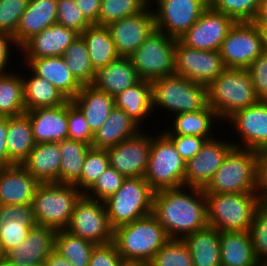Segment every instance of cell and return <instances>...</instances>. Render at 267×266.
I'll return each instance as SVG.
<instances>
[{
    "instance_id": "cell-13",
    "label": "cell",
    "mask_w": 267,
    "mask_h": 266,
    "mask_svg": "<svg viewBox=\"0 0 267 266\" xmlns=\"http://www.w3.org/2000/svg\"><path fill=\"white\" fill-rule=\"evenodd\" d=\"M152 3L156 29L176 39L187 32L208 8L204 0H155Z\"/></svg>"
},
{
    "instance_id": "cell-26",
    "label": "cell",
    "mask_w": 267,
    "mask_h": 266,
    "mask_svg": "<svg viewBox=\"0 0 267 266\" xmlns=\"http://www.w3.org/2000/svg\"><path fill=\"white\" fill-rule=\"evenodd\" d=\"M129 57H120L96 71L93 86L112 97L140 81Z\"/></svg>"
},
{
    "instance_id": "cell-56",
    "label": "cell",
    "mask_w": 267,
    "mask_h": 266,
    "mask_svg": "<svg viewBox=\"0 0 267 266\" xmlns=\"http://www.w3.org/2000/svg\"><path fill=\"white\" fill-rule=\"evenodd\" d=\"M262 204H267V148L258 152L257 192Z\"/></svg>"
},
{
    "instance_id": "cell-1",
    "label": "cell",
    "mask_w": 267,
    "mask_h": 266,
    "mask_svg": "<svg viewBox=\"0 0 267 266\" xmlns=\"http://www.w3.org/2000/svg\"><path fill=\"white\" fill-rule=\"evenodd\" d=\"M153 214L170 239H183L208 225L204 189L183 186L155 191Z\"/></svg>"
},
{
    "instance_id": "cell-29",
    "label": "cell",
    "mask_w": 267,
    "mask_h": 266,
    "mask_svg": "<svg viewBox=\"0 0 267 266\" xmlns=\"http://www.w3.org/2000/svg\"><path fill=\"white\" fill-rule=\"evenodd\" d=\"M172 117H174L173 122H171L172 127L168 126L169 128L166 129L165 127L162 130L166 135L201 136L210 140L216 136L213 132L217 131L214 129V125L219 122L220 125L222 124L209 105L200 111L174 114Z\"/></svg>"
},
{
    "instance_id": "cell-39",
    "label": "cell",
    "mask_w": 267,
    "mask_h": 266,
    "mask_svg": "<svg viewBox=\"0 0 267 266\" xmlns=\"http://www.w3.org/2000/svg\"><path fill=\"white\" fill-rule=\"evenodd\" d=\"M62 57L82 86L93 84L96 71L90 63L88 48L81 35L67 47Z\"/></svg>"
},
{
    "instance_id": "cell-48",
    "label": "cell",
    "mask_w": 267,
    "mask_h": 266,
    "mask_svg": "<svg viewBox=\"0 0 267 266\" xmlns=\"http://www.w3.org/2000/svg\"><path fill=\"white\" fill-rule=\"evenodd\" d=\"M57 23L79 34L91 25L74 0H57Z\"/></svg>"
},
{
    "instance_id": "cell-43",
    "label": "cell",
    "mask_w": 267,
    "mask_h": 266,
    "mask_svg": "<svg viewBox=\"0 0 267 266\" xmlns=\"http://www.w3.org/2000/svg\"><path fill=\"white\" fill-rule=\"evenodd\" d=\"M150 262L151 266H193L190 250L183 239H169Z\"/></svg>"
},
{
    "instance_id": "cell-14",
    "label": "cell",
    "mask_w": 267,
    "mask_h": 266,
    "mask_svg": "<svg viewBox=\"0 0 267 266\" xmlns=\"http://www.w3.org/2000/svg\"><path fill=\"white\" fill-rule=\"evenodd\" d=\"M225 69L219 51L189 48L176 40L175 75L208 86Z\"/></svg>"
},
{
    "instance_id": "cell-46",
    "label": "cell",
    "mask_w": 267,
    "mask_h": 266,
    "mask_svg": "<svg viewBox=\"0 0 267 266\" xmlns=\"http://www.w3.org/2000/svg\"><path fill=\"white\" fill-rule=\"evenodd\" d=\"M36 224L35 220H10L7 223H0V247L5 254L17 247L27 235L30 229Z\"/></svg>"
},
{
    "instance_id": "cell-53",
    "label": "cell",
    "mask_w": 267,
    "mask_h": 266,
    "mask_svg": "<svg viewBox=\"0 0 267 266\" xmlns=\"http://www.w3.org/2000/svg\"><path fill=\"white\" fill-rule=\"evenodd\" d=\"M173 142L177 152L186 162L193 158L208 140L201 136L167 135Z\"/></svg>"
},
{
    "instance_id": "cell-35",
    "label": "cell",
    "mask_w": 267,
    "mask_h": 266,
    "mask_svg": "<svg viewBox=\"0 0 267 266\" xmlns=\"http://www.w3.org/2000/svg\"><path fill=\"white\" fill-rule=\"evenodd\" d=\"M25 71L28 76L22 74L24 103L26 111L39 107L60 106L67 99L45 78L37 76L27 65Z\"/></svg>"
},
{
    "instance_id": "cell-45",
    "label": "cell",
    "mask_w": 267,
    "mask_h": 266,
    "mask_svg": "<svg viewBox=\"0 0 267 266\" xmlns=\"http://www.w3.org/2000/svg\"><path fill=\"white\" fill-rule=\"evenodd\" d=\"M249 232L257 260L267 266V204L256 209Z\"/></svg>"
},
{
    "instance_id": "cell-30",
    "label": "cell",
    "mask_w": 267,
    "mask_h": 266,
    "mask_svg": "<svg viewBox=\"0 0 267 266\" xmlns=\"http://www.w3.org/2000/svg\"><path fill=\"white\" fill-rule=\"evenodd\" d=\"M221 266H262L256 258L249 231L220 232Z\"/></svg>"
},
{
    "instance_id": "cell-49",
    "label": "cell",
    "mask_w": 267,
    "mask_h": 266,
    "mask_svg": "<svg viewBox=\"0 0 267 266\" xmlns=\"http://www.w3.org/2000/svg\"><path fill=\"white\" fill-rule=\"evenodd\" d=\"M29 0H0V32L14 35Z\"/></svg>"
},
{
    "instance_id": "cell-34",
    "label": "cell",
    "mask_w": 267,
    "mask_h": 266,
    "mask_svg": "<svg viewBox=\"0 0 267 266\" xmlns=\"http://www.w3.org/2000/svg\"><path fill=\"white\" fill-rule=\"evenodd\" d=\"M34 146L29 116L24 113L8 117L6 149L9 156V167L21 165Z\"/></svg>"
},
{
    "instance_id": "cell-3",
    "label": "cell",
    "mask_w": 267,
    "mask_h": 266,
    "mask_svg": "<svg viewBox=\"0 0 267 266\" xmlns=\"http://www.w3.org/2000/svg\"><path fill=\"white\" fill-rule=\"evenodd\" d=\"M169 239L153 213L116 227L113 231V242L122 260L151 261Z\"/></svg>"
},
{
    "instance_id": "cell-41",
    "label": "cell",
    "mask_w": 267,
    "mask_h": 266,
    "mask_svg": "<svg viewBox=\"0 0 267 266\" xmlns=\"http://www.w3.org/2000/svg\"><path fill=\"white\" fill-rule=\"evenodd\" d=\"M109 166L107 149L91 147L84 159L81 177L75 186L85 194Z\"/></svg>"
},
{
    "instance_id": "cell-28",
    "label": "cell",
    "mask_w": 267,
    "mask_h": 266,
    "mask_svg": "<svg viewBox=\"0 0 267 266\" xmlns=\"http://www.w3.org/2000/svg\"><path fill=\"white\" fill-rule=\"evenodd\" d=\"M71 101L81 110L93 134L104 124L115 107L114 97L93 85H83Z\"/></svg>"
},
{
    "instance_id": "cell-63",
    "label": "cell",
    "mask_w": 267,
    "mask_h": 266,
    "mask_svg": "<svg viewBox=\"0 0 267 266\" xmlns=\"http://www.w3.org/2000/svg\"><path fill=\"white\" fill-rule=\"evenodd\" d=\"M4 263V253L0 247V266Z\"/></svg>"
},
{
    "instance_id": "cell-9",
    "label": "cell",
    "mask_w": 267,
    "mask_h": 266,
    "mask_svg": "<svg viewBox=\"0 0 267 266\" xmlns=\"http://www.w3.org/2000/svg\"><path fill=\"white\" fill-rule=\"evenodd\" d=\"M159 131L152 135L144 178L154 191L183 187L186 161L181 158L171 139L161 129Z\"/></svg>"
},
{
    "instance_id": "cell-5",
    "label": "cell",
    "mask_w": 267,
    "mask_h": 266,
    "mask_svg": "<svg viewBox=\"0 0 267 266\" xmlns=\"http://www.w3.org/2000/svg\"><path fill=\"white\" fill-rule=\"evenodd\" d=\"M151 84L153 112L162 108V113L166 111L172 116L200 111L208 106L207 86L185 77L174 74L152 80Z\"/></svg>"
},
{
    "instance_id": "cell-18",
    "label": "cell",
    "mask_w": 267,
    "mask_h": 266,
    "mask_svg": "<svg viewBox=\"0 0 267 266\" xmlns=\"http://www.w3.org/2000/svg\"><path fill=\"white\" fill-rule=\"evenodd\" d=\"M221 140L218 136L207 140L201 150L186 162L184 186L204 189L211 181L225 157L234 148L231 140Z\"/></svg>"
},
{
    "instance_id": "cell-38",
    "label": "cell",
    "mask_w": 267,
    "mask_h": 266,
    "mask_svg": "<svg viewBox=\"0 0 267 266\" xmlns=\"http://www.w3.org/2000/svg\"><path fill=\"white\" fill-rule=\"evenodd\" d=\"M12 71L0 75V117H14L26 112L22 73Z\"/></svg>"
},
{
    "instance_id": "cell-17",
    "label": "cell",
    "mask_w": 267,
    "mask_h": 266,
    "mask_svg": "<svg viewBox=\"0 0 267 266\" xmlns=\"http://www.w3.org/2000/svg\"><path fill=\"white\" fill-rule=\"evenodd\" d=\"M149 4L136 15L106 25L120 57H129L156 29L155 16Z\"/></svg>"
},
{
    "instance_id": "cell-20",
    "label": "cell",
    "mask_w": 267,
    "mask_h": 266,
    "mask_svg": "<svg viewBox=\"0 0 267 266\" xmlns=\"http://www.w3.org/2000/svg\"><path fill=\"white\" fill-rule=\"evenodd\" d=\"M56 230L35 224L27 238L17 247L4 254L2 265L39 266L45 264L46 258L54 250Z\"/></svg>"
},
{
    "instance_id": "cell-31",
    "label": "cell",
    "mask_w": 267,
    "mask_h": 266,
    "mask_svg": "<svg viewBox=\"0 0 267 266\" xmlns=\"http://www.w3.org/2000/svg\"><path fill=\"white\" fill-rule=\"evenodd\" d=\"M114 105L122 109L142 129L144 120L154 116L152 109V84L140 80L135 85L114 96Z\"/></svg>"
},
{
    "instance_id": "cell-23",
    "label": "cell",
    "mask_w": 267,
    "mask_h": 266,
    "mask_svg": "<svg viewBox=\"0 0 267 266\" xmlns=\"http://www.w3.org/2000/svg\"><path fill=\"white\" fill-rule=\"evenodd\" d=\"M40 184L22 165L0 168V205L31 204Z\"/></svg>"
},
{
    "instance_id": "cell-8",
    "label": "cell",
    "mask_w": 267,
    "mask_h": 266,
    "mask_svg": "<svg viewBox=\"0 0 267 266\" xmlns=\"http://www.w3.org/2000/svg\"><path fill=\"white\" fill-rule=\"evenodd\" d=\"M154 190L144 177H128L104 202L113 229L153 213Z\"/></svg>"
},
{
    "instance_id": "cell-54",
    "label": "cell",
    "mask_w": 267,
    "mask_h": 266,
    "mask_svg": "<svg viewBox=\"0 0 267 266\" xmlns=\"http://www.w3.org/2000/svg\"><path fill=\"white\" fill-rule=\"evenodd\" d=\"M13 219L35 220L31 204L0 205V223Z\"/></svg>"
},
{
    "instance_id": "cell-58",
    "label": "cell",
    "mask_w": 267,
    "mask_h": 266,
    "mask_svg": "<svg viewBox=\"0 0 267 266\" xmlns=\"http://www.w3.org/2000/svg\"><path fill=\"white\" fill-rule=\"evenodd\" d=\"M8 117H0V168L9 167V156L6 149Z\"/></svg>"
},
{
    "instance_id": "cell-21",
    "label": "cell",
    "mask_w": 267,
    "mask_h": 266,
    "mask_svg": "<svg viewBox=\"0 0 267 266\" xmlns=\"http://www.w3.org/2000/svg\"><path fill=\"white\" fill-rule=\"evenodd\" d=\"M79 36L75 30L54 23L28 39L18 52L23 54L25 61L22 62L25 65L32 59L62 56L67 47Z\"/></svg>"
},
{
    "instance_id": "cell-61",
    "label": "cell",
    "mask_w": 267,
    "mask_h": 266,
    "mask_svg": "<svg viewBox=\"0 0 267 266\" xmlns=\"http://www.w3.org/2000/svg\"><path fill=\"white\" fill-rule=\"evenodd\" d=\"M254 23L260 32L264 51H267V22H254Z\"/></svg>"
},
{
    "instance_id": "cell-37",
    "label": "cell",
    "mask_w": 267,
    "mask_h": 266,
    "mask_svg": "<svg viewBox=\"0 0 267 266\" xmlns=\"http://www.w3.org/2000/svg\"><path fill=\"white\" fill-rule=\"evenodd\" d=\"M91 147L89 144L70 139L59 142L61 154L59 184L75 185L79 181L84 159Z\"/></svg>"
},
{
    "instance_id": "cell-51",
    "label": "cell",
    "mask_w": 267,
    "mask_h": 266,
    "mask_svg": "<svg viewBox=\"0 0 267 266\" xmlns=\"http://www.w3.org/2000/svg\"><path fill=\"white\" fill-rule=\"evenodd\" d=\"M247 69L250 72L256 96L260 100H267V51H264Z\"/></svg>"
},
{
    "instance_id": "cell-24",
    "label": "cell",
    "mask_w": 267,
    "mask_h": 266,
    "mask_svg": "<svg viewBox=\"0 0 267 266\" xmlns=\"http://www.w3.org/2000/svg\"><path fill=\"white\" fill-rule=\"evenodd\" d=\"M57 23V0H29L13 37L20 48L33 35Z\"/></svg>"
},
{
    "instance_id": "cell-62",
    "label": "cell",
    "mask_w": 267,
    "mask_h": 266,
    "mask_svg": "<svg viewBox=\"0 0 267 266\" xmlns=\"http://www.w3.org/2000/svg\"><path fill=\"white\" fill-rule=\"evenodd\" d=\"M121 266H151V262L145 260H123Z\"/></svg>"
},
{
    "instance_id": "cell-27",
    "label": "cell",
    "mask_w": 267,
    "mask_h": 266,
    "mask_svg": "<svg viewBox=\"0 0 267 266\" xmlns=\"http://www.w3.org/2000/svg\"><path fill=\"white\" fill-rule=\"evenodd\" d=\"M61 154L59 142L38 143L21 164L40 183H58Z\"/></svg>"
},
{
    "instance_id": "cell-11",
    "label": "cell",
    "mask_w": 267,
    "mask_h": 266,
    "mask_svg": "<svg viewBox=\"0 0 267 266\" xmlns=\"http://www.w3.org/2000/svg\"><path fill=\"white\" fill-rule=\"evenodd\" d=\"M66 230L95 245L113 241L114 229L110 225L104 202L85 194L77 200Z\"/></svg>"
},
{
    "instance_id": "cell-60",
    "label": "cell",
    "mask_w": 267,
    "mask_h": 266,
    "mask_svg": "<svg viewBox=\"0 0 267 266\" xmlns=\"http://www.w3.org/2000/svg\"><path fill=\"white\" fill-rule=\"evenodd\" d=\"M253 22H267V0H261L258 14Z\"/></svg>"
},
{
    "instance_id": "cell-57",
    "label": "cell",
    "mask_w": 267,
    "mask_h": 266,
    "mask_svg": "<svg viewBox=\"0 0 267 266\" xmlns=\"http://www.w3.org/2000/svg\"><path fill=\"white\" fill-rule=\"evenodd\" d=\"M74 1L79 6L82 14L91 24H95L98 21L101 0H74Z\"/></svg>"
},
{
    "instance_id": "cell-6",
    "label": "cell",
    "mask_w": 267,
    "mask_h": 266,
    "mask_svg": "<svg viewBox=\"0 0 267 266\" xmlns=\"http://www.w3.org/2000/svg\"><path fill=\"white\" fill-rule=\"evenodd\" d=\"M82 194L75 185L41 183L31 203L36 224L66 229Z\"/></svg>"
},
{
    "instance_id": "cell-4",
    "label": "cell",
    "mask_w": 267,
    "mask_h": 266,
    "mask_svg": "<svg viewBox=\"0 0 267 266\" xmlns=\"http://www.w3.org/2000/svg\"><path fill=\"white\" fill-rule=\"evenodd\" d=\"M205 195L207 223L219 232L249 231L255 211L262 204L256 192Z\"/></svg>"
},
{
    "instance_id": "cell-15",
    "label": "cell",
    "mask_w": 267,
    "mask_h": 266,
    "mask_svg": "<svg viewBox=\"0 0 267 266\" xmlns=\"http://www.w3.org/2000/svg\"><path fill=\"white\" fill-rule=\"evenodd\" d=\"M224 123L237 132L239 141L232 142L234 147L257 152L267 148V100L235 112Z\"/></svg>"
},
{
    "instance_id": "cell-47",
    "label": "cell",
    "mask_w": 267,
    "mask_h": 266,
    "mask_svg": "<svg viewBox=\"0 0 267 266\" xmlns=\"http://www.w3.org/2000/svg\"><path fill=\"white\" fill-rule=\"evenodd\" d=\"M125 179L124 175L109 166L85 195L98 201H105L118 191Z\"/></svg>"
},
{
    "instance_id": "cell-10",
    "label": "cell",
    "mask_w": 267,
    "mask_h": 266,
    "mask_svg": "<svg viewBox=\"0 0 267 266\" xmlns=\"http://www.w3.org/2000/svg\"><path fill=\"white\" fill-rule=\"evenodd\" d=\"M176 40L155 29L129 56L141 80L152 81L174 75Z\"/></svg>"
},
{
    "instance_id": "cell-16",
    "label": "cell",
    "mask_w": 267,
    "mask_h": 266,
    "mask_svg": "<svg viewBox=\"0 0 267 266\" xmlns=\"http://www.w3.org/2000/svg\"><path fill=\"white\" fill-rule=\"evenodd\" d=\"M235 22L230 16L207 8L178 40L189 48L219 51Z\"/></svg>"
},
{
    "instance_id": "cell-32",
    "label": "cell",
    "mask_w": 267,
    "mask_h": 266,
    "mask_svg": "<svg viewBox=\"0 0 267 266\" xmlns=\"http://www.w3.org/2000/svg\"><path fill=\"white\" fill-rule=\"evenodd\" d=\"M141 127L122 109L114 107L108 119L93 135L92 147L107 149L136 136Z\"/></svg>"
},
{
    "instance_id": "cell-2",
    "label": "cell",
    "mask_w": 267,
    "mask_h": 266,
    "mask_svg": "<svg viewBox=\"0 0 267 266\" xmlns=\"http://www.w3.org/2000/svg\"><path fill=\"white\" fill-rule=\"evenodd\" d=\"M207 88L208 105L215 111L221 123L235 112L260 100L254 91L248 69L226 68Z\"/></svg>"
},
{
    "instance_id": "cell-33",
    "label": "cell",
    "mask_w": 267,
    "mask_h": 266,
    "mask_svg": "<svg viewBox=\"0 0 267 266\" xmlns=\"http://www.w3.org/2000/svg\"><path fill=\"white\" fill-rule=\"evenodd\" d=\"M193 260V266H221L220 232L207 225L183 238Z\"/></svg>"
},
{
    "instance_id": "cell-36",
    "label": "cell",
    "mask_w": 267,
    "mask_h": 266,
    "mask_svg": "<svg viewBox=\"0 0 267 266\" xmlns=\"http://www.w3.org/2000/svg\"><path fill=\"white\" fill-rule=\"evenodd\" d=\"M80 35L86 42L90 63L95 71L120 58L106 26L91 24Z\"/></svg>"
},
{
    "instance_id": "cell-59",
    "label": "cell",
    "mask_w": 267,
    "mask_h": 266,
    "mask_svg": "<svg viewBox=\"0 0 267 266\" xmlns=\"http://www.w3.org/2000/svg\"><path fill=\"white\" fill-rule=\"evenodd\" d=\"M46 266H74L55 249L45 260Z\"/></svg>"
},
{
    "instance_id": "cell-22",
    "label": "cell",
    "mask_w": 267,
    "mask_h": 266,
    "mask_svg": "<svg viewBox=\"0 0 267 266\" xmlns=\"http://www.w3.org/2000/svg\"><path fill=\"white\" fill-rule=\"evenodd\" d=\"M35 144L68 139V100L60 106L39 107L25 112Z\"/></svg>"
},
{
    "instance_id": "cell-19",
    "label": "cell",
    "mask_w": 267,
    "mask_h": 266,
    "mask_svg": "<svg viewBox=\"0 0 267 266\" xmlns=\"http://www.w3.org/2000/svg\"><path fill=\"white\" fill-rule=\"evenodd\" d=\"M152 134L145 130L136 136L107 148L110 166L128 177H144L147 169Z\"/></svg>"
},
{
    "instance_id": "cell-7",
    "label": "cell",
    "mask_w": 267,
    "mask_h": 266,
    "mask_svg": "<svg viewBox=\"0 0 267 266\" xmlns=\"http://www.w3.org/2000/svg\"><path fill=\"white\" fill-rule=\"evenodd\" d=\"M257 160V151L234 147L216 170L204 192H257Z\"/></svg>"
},
{
    "instance_id": "cell-55",
    "label": "cell",
    "mask_w": 267,
    "mask_h": 266,
    "mask_svg": "<svg viewBox=\"0 0 267 266\" xmlns=\"http://www.w3.org/2000/svg\"><path fill=\"white\" fill-rule=\"evenodd\" d=\"M13 47L16 48V51L20 49L16 44L13 35L5 32H0V75L12 70V68H10L11 66L9 65L12 64V62L10 63V59L12 58L11 56L15 52V48ZM11 50L14 52H12ZM8 67L10 69H8Z\"/></svg>"
},
{
    "instance_id": "cell-42",
    "label": "cell",
    "mask_w": 267,
    "mask_h": 266,
    "mask_svg": "<svg viewBox=\"0 0 267 266\" xmlns=\"http://www.w3.org/2000/svg\"><path fill=\"white\" fill-rule=\"evenodd\" d=\"M149 5L148 0H101L100 13L96 25L108 23L133 16Z\"/></svg>"
},
{
    "instance_id": "cell-52",
    "label": "cell",
    "mask_w": 267,
    "mask_h": 266,
    "mask_svg": "<svg viewBox=\"0 0 267 266\" xmlns=\"http://www.w3.org/2000/svg\"><path fill=\"white\" fill-rule=\"evenodd\" d=\"M122 261L115 243L111 241L94 246L89 266H121Z\"/></svg>"
},
{
    "instance_id": "cell-25",
    "label": "cell",
    "mask_w": 267,
    "mask_h": 266,
    "mask_svg": "<svg viewBox=\"0 0 267 266\" xmlns=\"http://www.w3.org/2000/svg\"><path fill=\"white\" fill-rule=\"evenodd\" d=\"M27 66L55 86L67 100H72L82 88L62 56L32 59Z\"/></svg>"
},
{
    "instance_id": "cell-40",
    "label": "cell",
    "mask_w": 267,
    "mask_h": 266,
    "mask_svg": "<svg viewBox=\"0 0 267 266\" xmlns=\"http://www.w3.org/2000/svg\"><path fill=\"white\" fill-rule=\"evenodd\" d=\"M94 246L66 229L56 230L54 249L74 266H89Z\"/></svg>"
},
{
    "instance_id": "cell-12",
    "label": "cell",
    "mask_w": 267,
    "mask_h": 266,
    "mask_svg": "<svg viewBox=\"0 0 267 266\" xmlns=\"http://www.w3.org/2000/svg\"><path fill=\"white\" fill-rule=\"evenodd\" d=\"M225 68L247 69L263 52L260 32L254 22H235L219 50Z\"/></svg>"
},
{
    "instance_id": "cell-44",
    "label": "cell",
    "mask_w": 267,
    "mask_h": 266,
    "mask_svg": "<svg viewBox=\"0 0 267 266\" xmlns=\"http://www.w3.org/2000/svg\"><path fill=\"white\" fill-rule=\"evenodd\" d=\"M261 0H210L208 8L224 13L236 22H253Z\"/></svg>"
},
{
    "instance_id": "cell-50",
    "label": "cell",
    "mask_w": 267,
    "mask_h": 266,
    "mask_svg": "<svg viewBox=\"0 0 267 266\" xmlns=\"http://www.w3.org/2000/svg\"><path fill=\"white\" fill-rule=\"evenodd\" d=\"M93 135L81 110L68 100V139L92 146Z\"/></svg>"
}]
</instances>
